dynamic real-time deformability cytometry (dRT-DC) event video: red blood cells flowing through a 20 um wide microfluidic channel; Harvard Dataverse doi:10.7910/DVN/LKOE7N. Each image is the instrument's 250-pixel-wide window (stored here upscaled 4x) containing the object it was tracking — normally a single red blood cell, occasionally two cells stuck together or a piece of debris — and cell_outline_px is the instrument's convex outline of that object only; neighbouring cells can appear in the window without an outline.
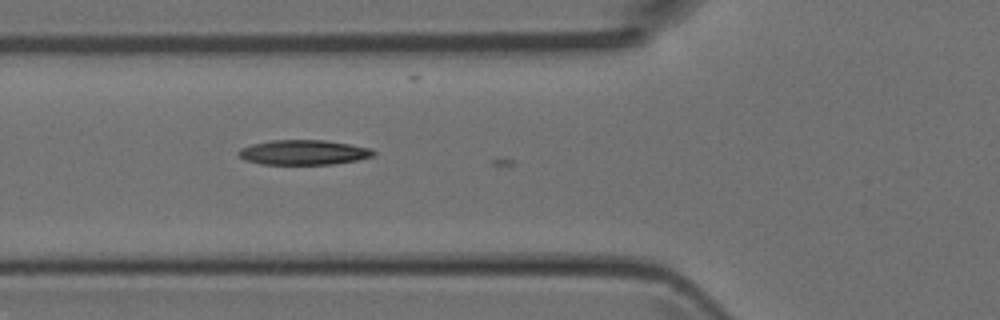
{"species": "Egyptian fruit bat (a non-hibernating species)", "species_latin": "Rousettus aegyptiacus", "temperature_condition": "room temperature", "stored_images_in_passage": 7, "camera_frame_rate_fps": 3000, "um_per_image_px": 0.085, "animal": {"sex": "female"}, "frame": {"image": 1, "passage_image": 5, "time_ms": 1.333, "image_size_px": [1000, 320], "cell_outline_px": [[376, 156], [356, 160], [332, 164], [260, 164], [244, 160], [236, 152], [240, 148], [252, 144], [272, 140], [324, 140], [372, 148], [376, 152]], "centroid_in_image_um": [25.8, 12.95], "position_along_channel_um": 100.0, "area_um2": 19.59}}